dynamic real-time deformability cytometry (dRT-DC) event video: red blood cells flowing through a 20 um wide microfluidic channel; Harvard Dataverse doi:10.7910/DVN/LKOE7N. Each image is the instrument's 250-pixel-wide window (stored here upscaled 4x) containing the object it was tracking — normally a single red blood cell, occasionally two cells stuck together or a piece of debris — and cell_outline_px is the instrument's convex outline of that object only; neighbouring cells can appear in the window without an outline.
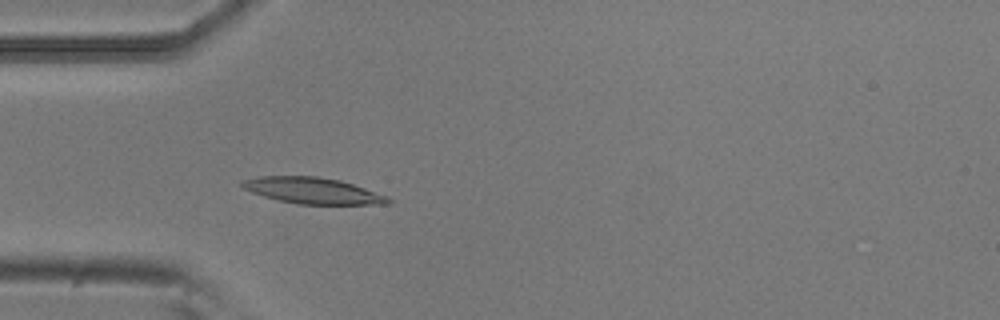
{"species": "common noctule bat (a hibernating species)", "species_latin": "Nyctalus noctula", "temperature_condition": "room temperature", "stored_images_in_passage": 19, "camera_frame_rate_fps": 3000, "um_per_image_px": 0.085, "animal": {"sex": "male", "body_mass_g": 20.5, "forearm_length_mm": 52.5}, "frame": {"image": 1, "passage_image": 16, "time_ms": 5.0, "image_size_px": [1000, 320], "cell_outline_px": [[392, 204], [296, 204], [264, 196], [252, 192], [244, 188], [240, 184], [240, 180], [260, 176], [316, 176], [340, 180], [388, 196], [392, 200]], "centroid_in_image_um": [26.58, 16.2], "position_along_channel_um": 58.4, "area_um2": 22.2}}